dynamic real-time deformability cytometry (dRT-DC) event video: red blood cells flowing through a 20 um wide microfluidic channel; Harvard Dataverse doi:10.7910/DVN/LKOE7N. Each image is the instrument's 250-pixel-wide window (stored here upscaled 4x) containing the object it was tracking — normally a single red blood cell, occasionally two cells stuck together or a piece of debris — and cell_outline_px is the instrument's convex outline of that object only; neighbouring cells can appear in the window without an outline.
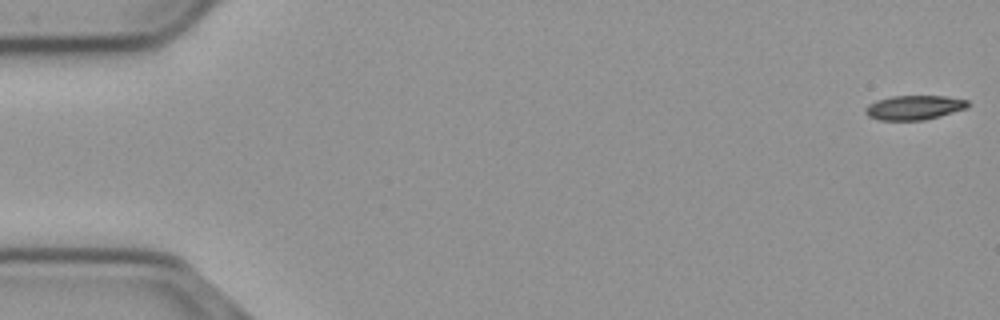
{"species": "common noctule bat (a hibernating species)", "species_latin": "Nyctalus noctula", "temperature_condition": "cold", "stored_images_in_passage": 56, "camera_frame_rate_fps": 3000, "um_per_image_px": 0.085, "animal": {"sex": "male", "body_mass_g": 23.1, "forearm_length_mm": 52.7}, "frame": {"image": 1, "passage_image": 1, "time_ms": 0.0, "image_size_px": [1000, 320], "cell_outline_px": [[972, 104], [968, 108], [940, 116], [924, 120], [880, 120], [868, 116], [864, 112], [864, 108], [868, 104], [876, 100], [892, 96], [948, 96], [968, 100]], "centroid_in_image_um": [77.73, 9.13], "position_along_channel_um": 7.3, "area_um2": 14.8}}
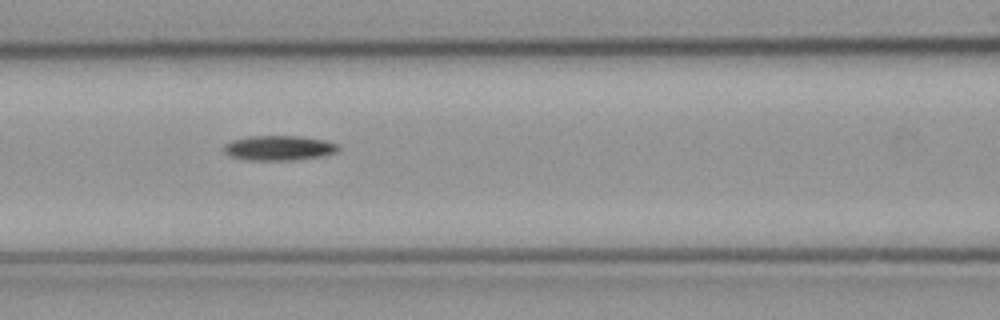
{"frame": {"image": 2, "passage_image": 24, "time_ms": 7.667, "image_size_px": [1000, 320], "cell_outline_px": [[340, 148], [336, 152], [324, 156], [292, 160], [252, 160], [232, 156], [224, 152], [224, 144], [232, 140], [248, 136], [296, 136], [324, 140], [336, 144]], "centroid_in_image_um": [23.71, 12.57], "position_along_channel_um": 142.9, "area_um2": 16.42}}
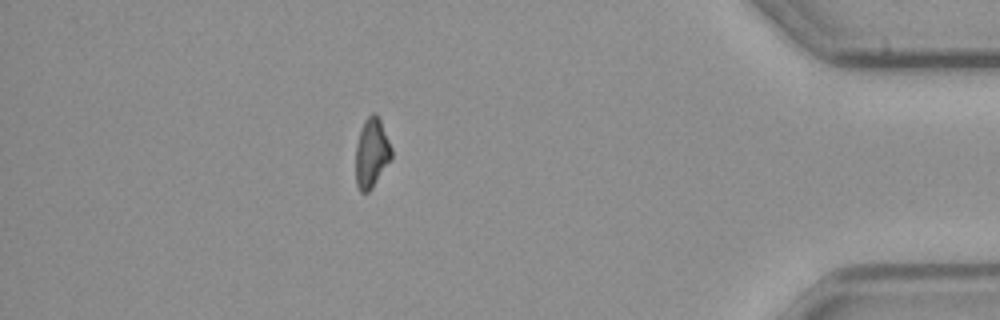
{"frame": {"image": 3, "passage_image": 49, "time_ms": 16.0, "image_size_px": [1000, 320], "cell_outline_px": [[392, 156], [372, 188], [368, 192], [360, 192], [356, 184], [356, 144], [360, 128], [364, 120], [372, 112], [376, 112], [380, 120], [392, 148]], "centroid_in_image_um": [31.57, 12.97], "position_along_channel_um": 403.6, "area_um2": 14.45}, "authors_computed_cell_mechanics": {"area_um2": 15.4037, "velocity_mm_per_s": 3.7007, "shape_relaxation_time_tau1_ms": 5.8295, "shape_relaxation_time_tau2_ms": null, "deformation_change_tau1": 0.1572, "deformation_change_tau2": null}}